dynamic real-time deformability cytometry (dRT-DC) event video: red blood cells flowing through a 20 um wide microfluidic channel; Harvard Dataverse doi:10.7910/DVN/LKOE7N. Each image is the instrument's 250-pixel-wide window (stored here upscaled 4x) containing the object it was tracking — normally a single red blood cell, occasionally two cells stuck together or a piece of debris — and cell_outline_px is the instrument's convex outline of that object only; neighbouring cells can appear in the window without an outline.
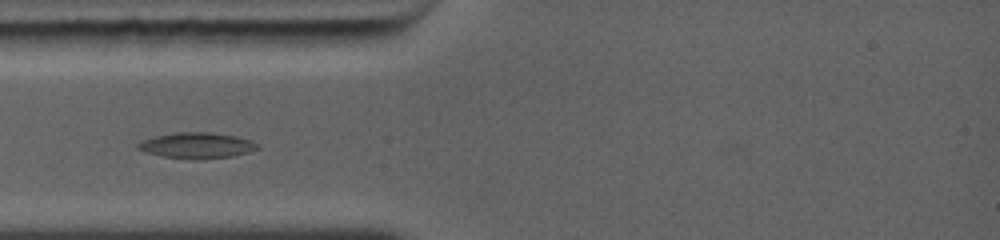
{"species": "common noctule bat (a hibernating species)", "species_latin": "Nyctalus noctula", "temperature_condition": "warm", "stored_images_in_passage": 9, "camera_frame_rate_fps": 5000, "um_per_image_px": 0.085, "animal": {"sex": "female", "body_mass_g": 19.0, "forearm_length_mm": 56.7}, "frame": {"image": 1, "passage_image": 4, "time_ms": 1.0, "image_size_px": [1000, 240], "cell_outline_px": [[260, 148], [248, 152], [232, 156], [204, 160], [192, 160], [164, 156], [144, 152], [136, 148], [136, 144], [140, 140], [152, 136], [176, 132], [212, 132], [236, 136], [252, 140]], "centroid_in_image_um": [16.68, 12.36], "position_along_channel_um": 68.3, "area_um2": 18.38}}